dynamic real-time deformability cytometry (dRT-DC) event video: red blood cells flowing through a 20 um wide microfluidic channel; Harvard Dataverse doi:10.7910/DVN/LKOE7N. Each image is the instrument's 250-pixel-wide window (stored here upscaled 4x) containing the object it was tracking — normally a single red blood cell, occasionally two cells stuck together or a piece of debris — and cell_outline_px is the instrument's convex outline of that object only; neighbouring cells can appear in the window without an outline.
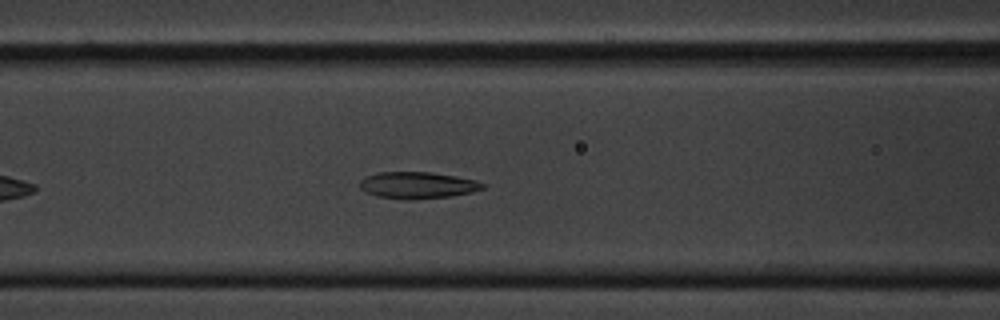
{"species": "common noctule bat (a hibernating species)", "species_latin": "Nyctalus noctula", "temperature_condition": "cold", "stored_images_in_passage": 42, "camera_frame_rate_fps": 3000, "um_per_image_px": 0.085, "animal": {"sex": "male", "body_mass_g": 20.1, "forearm_length_mm": 53.5}, "frame": {"image": 1, "passage_image": 11, "time_ms": 3.333, "image_size_px": [1000, 320], "cell_outline_px": [[484, 188], [472, 192], [448, 196], [412, 200], [404, 200], [376, 196], [360, 188], [360, 180], [364, 176], [376, 172], [432, 172], [456, 176], [476, 180], [484, 184]], "centroid_in_image_um": [35.46, 15.74], "position_along_channel_um": 131.1, "area_um2": 19.19}}
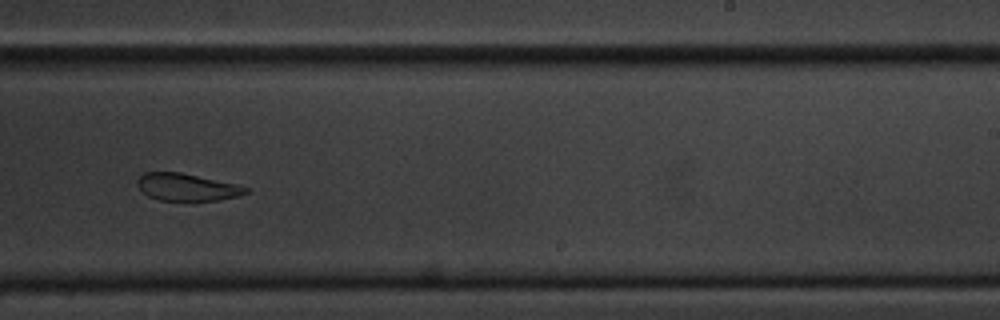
{"frame": {"image": 2, "passage_image": 24, "time_ms": 7.667, "image_size_px": [1000, 320], "cell_outline_px": [[248, 192], [240, 196], [216, 200], [160, 200], [148, 196], [136, 184], [136, 180], [144, 172], [180, 172], [236, 184], [248, 188]], "centroid_in_image_um": [15.87, 15.9], "position_along_channel_um": 273.1, "area_um2": 17.05}}
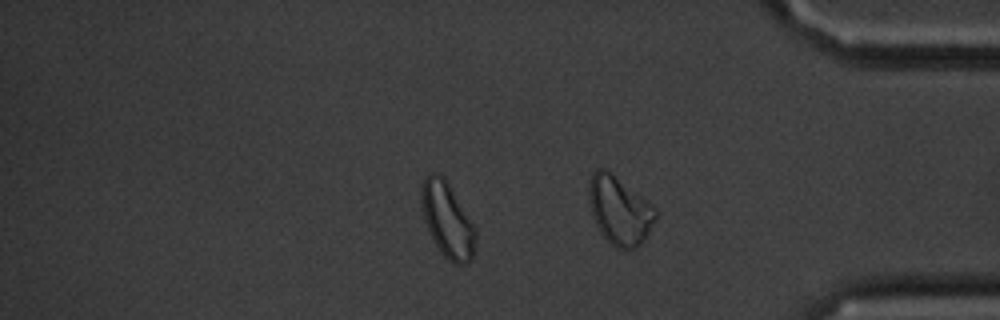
{"frame": {"image": 3, "passage_image": 35, "time_ms": 11.333, "image_size_px": [1000, 320], "cell_outline_px": [[476, 240], [472, 260], [464, 264], [452, 264], [440, 252], [424, 220], [420, 200], [420, 188], [424, 176], [428, 172], [436, 172], [444, 176], [472, 224], [476, 232]], "centroid_in_image_um": [37.99, 18.67], "position_along_channel_um": 397.2, "area_um2": 23.64}, "authors_computed_cell_mechanics": {"area_um2": 19.1029, "velocity_mm_per_s": 3.2885, "shape_relaxation_time_tau1_ms": 3.7228, "shape_relaxation_time_tau2_ms": 3.9674, "deformation_change_tau1": 0.1072, "deformation_change_tau2": 0.1058}}